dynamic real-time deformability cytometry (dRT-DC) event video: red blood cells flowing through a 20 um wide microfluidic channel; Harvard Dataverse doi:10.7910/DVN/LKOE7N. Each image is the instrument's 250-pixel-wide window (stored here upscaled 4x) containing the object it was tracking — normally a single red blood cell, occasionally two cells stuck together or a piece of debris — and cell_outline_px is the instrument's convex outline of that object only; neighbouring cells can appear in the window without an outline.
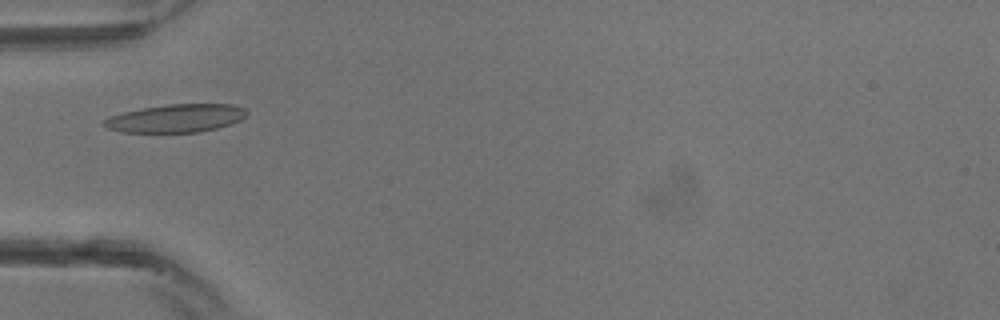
{"species": "common noctule bat (a hibernating species)", "species_latin": "Nyctalus noctula", "temperature_condition": "warm", "stored_images_in_passage": 9, "camera_frame_rate_fps": 3000, "um_per_image_px": 0.085, "animal": {"sex": "male", "body_mass_g": 13.3}, "frame": {"image": 1, "passage_image": 6, "time_ms": 1.667, "image_size_px": [1000, 320], "cell_outline_px": [[236, 108], [232, 120], [224, 124], [208, 128], [188, 132], [136, 132], [132, 112], [152, 108], [180, 104], [220, 104]], "centroid_in_image_um": [15.5, 10.01], "position_along_channel_um": 69.5, "area_um2": 17.17}}
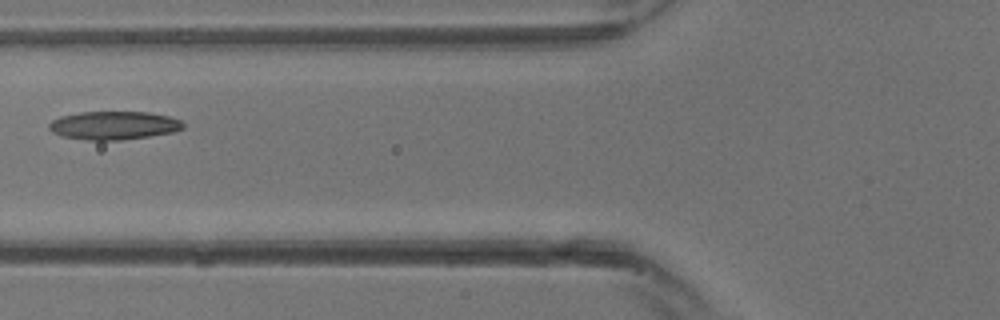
{"frame": {"image": 2, "passage_image": 8, "time_ms": 2.333, "image_size_px": [1000, 320], "cell_outline_px": [[180, 128], [164, 132], [140, 136], [100, 140], [72, 136], [60, 132], [52, 128], [52, 124], [56, 120], [68, 116], [92, 112], [136, 112], [160, 116], [176, 120], [180, 124]], "centroid_in_image_um": [9.67, 10.63], "position_along_channel_um": 116.1, "area_um2": 19.13}}